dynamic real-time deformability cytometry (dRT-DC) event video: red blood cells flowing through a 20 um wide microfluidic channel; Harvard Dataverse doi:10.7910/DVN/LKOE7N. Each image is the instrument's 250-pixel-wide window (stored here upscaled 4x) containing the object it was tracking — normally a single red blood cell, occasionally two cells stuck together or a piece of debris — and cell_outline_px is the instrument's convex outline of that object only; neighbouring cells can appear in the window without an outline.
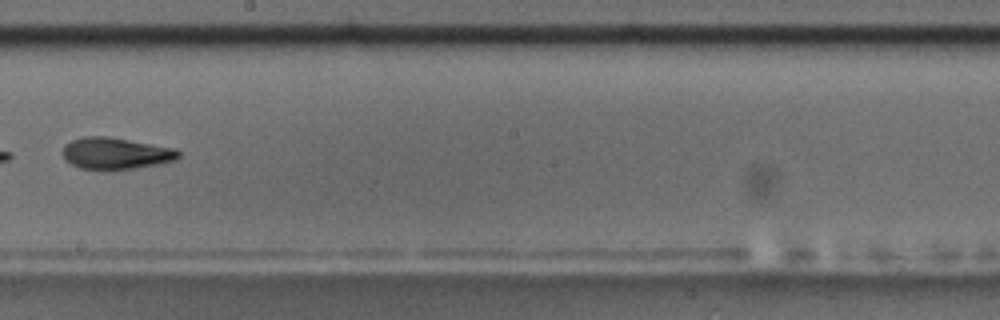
{"species": "common noctule bat (a hibernating species)", "species_latin": "Nyctalus noctula", "temperature_condition": "room temperature", "stored_images_in_passage": 16, "camera_frame_rate_fps": 3000, "um_per_image_px": 0.085, "animal": {"sex": "male", "body_mass_g": 17.5, "forearm_length_mm": 52.3}, "frame": {"image": 1, "passage_image": 10, "time_ms": 10.667, "image_size_px": [1000, 320], "cell_outline_px": [[180, 156], [176, 160], [156, 164], [132, 168], [80, 168], [64, 160], [64, 144], [72, 140], [84, 136], [108, 136], [176, 148], [180, 152]], "centroid_in_image_um": [9.85, 13.0], "position_along_channel_um": 238.3, "area_um2": 20.98}, "authors_computed_cell_mechanics": {"area_um2": 22.7154, "velocity_mm_per_s": 3.5487, "shape_relaxation_time_tau1_ms": null, "shape_relaxation_time_tau2_ms": 4.8152, "deformation_change_tau1": null, "deformation_change_tau2": 0.1416}}